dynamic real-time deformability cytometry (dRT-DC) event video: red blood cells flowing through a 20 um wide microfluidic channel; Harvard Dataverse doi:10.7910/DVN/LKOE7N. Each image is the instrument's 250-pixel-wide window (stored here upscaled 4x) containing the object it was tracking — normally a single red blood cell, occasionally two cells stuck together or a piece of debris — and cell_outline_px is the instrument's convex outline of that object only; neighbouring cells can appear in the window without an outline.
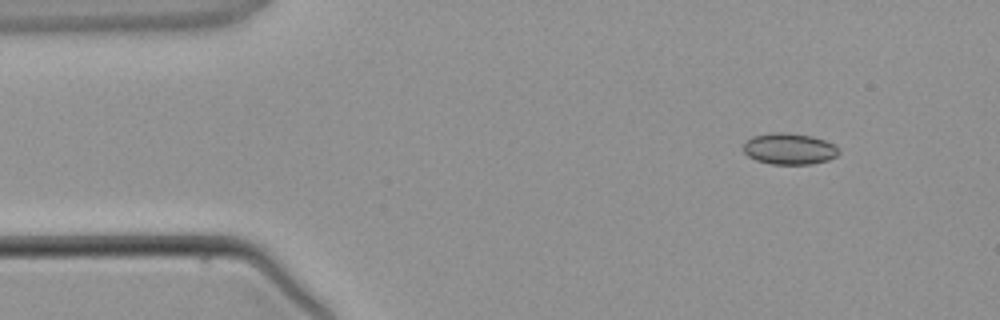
{"species": "common noctule bat (a hibernating species)", "species_latin": "Nyctalus noctula", "temperature_condition": "warm", "stored_images_in_passage": 3, "camera_frame_rate_fps": 3000, "um_per_image_px": 0.085, "animal": {"sex": "male", "body_mass_g": 21.5, "forearm_length_mm": 52.0}, "frame": {"image": 1, "passage_image": 1, "time_ms": 0.0, "image_size_px": [1000, 320], "cell_outline_px": [[840, 152], [836, 156], [828, 160], [812, 164], [772, 164], [756, 160], [748, 156], [744, 152], [744, 140], [752, 136], [772, 132], [788, 132], [812, 136], [824, 140], [840, 148]], "centroid_in_image_um": [67.08, 12.64], "position_along_channel_um": 17.9, "area_um2": 17.57}}